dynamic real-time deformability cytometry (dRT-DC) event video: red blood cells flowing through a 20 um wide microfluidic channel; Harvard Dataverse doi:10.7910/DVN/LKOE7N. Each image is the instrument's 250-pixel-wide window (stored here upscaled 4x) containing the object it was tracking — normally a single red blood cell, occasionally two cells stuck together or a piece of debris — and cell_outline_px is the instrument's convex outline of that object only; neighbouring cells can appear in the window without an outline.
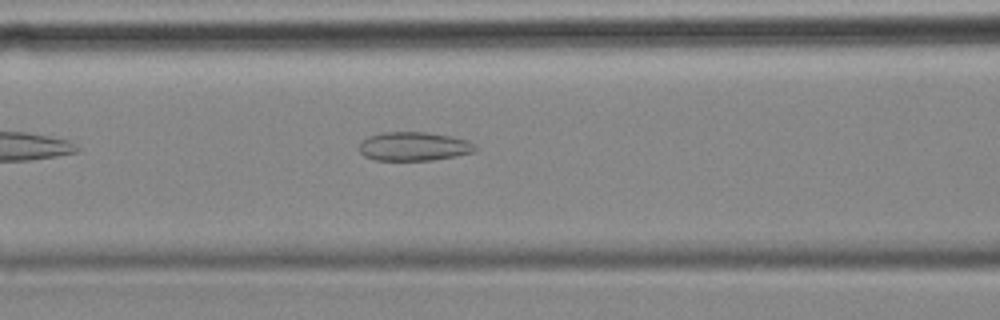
{"species": "common noctule bat (a hibernating species)", "species_latin": "Nyctalus noctula", "temperature_condition": "cold", "stored_images_in_passage": 35, "camera_frame_rate_fps": 3000, "um_per_image_px": 0.085, "animal": {"sex": "female", "body_mass_g": 18.4}, "frame": {"image": 1, "passage_image": 9, "time_ms": 2.667, "image_size_px": [1000, 320], "cell_outline_px": [[476, 152], [456, 156], [432, 160], [376, 160], [364, 156], [360, 152], [360, 144], [368, 136], [380, 132], [428, 132], [452, 136], [468, 140], [476, 144]], "centroid_in_image_um": [35.22, 12.44], "position_along_channel_um": 131.4, "area_um2": 19.65}}
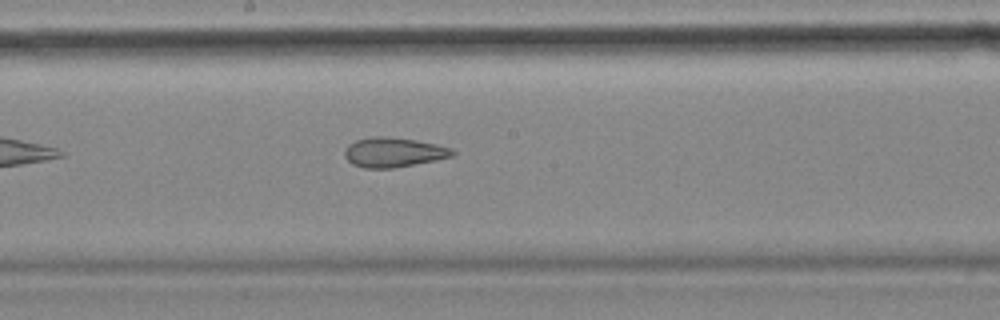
{"frame": {"image": 2, "passage_image": 16, "time_ms": 5.0, "image_size_px": [1000, 320], "cell_outline_px": [[456, 152], [452, 156], [436, 160], [392, 168], [364, 168], [352, 164], [344, 156], [344, 152], [348, 144], [356, 140], [372, 136], [384, 136], [416, 140], [436, 144], [452, 148]], "centroid_in_image_um": [33.44, 12.94], "position_along_channel_um": 214.8, "area_um2": 18.61}}
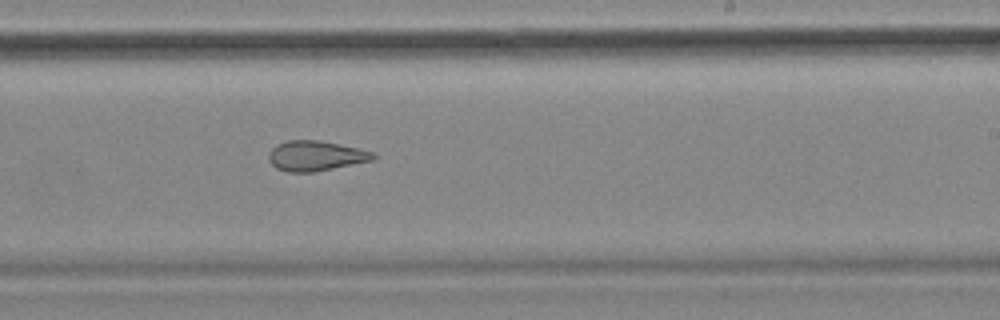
{"frame": {"image": 3, "passage_image": 20, "time_ms": 6.333, "image_size_px": [1000, 320], "cell_outline_px": [[376, 160], [316, 172], [288, 172], [276, 168], [268, 160], [268, 152], [276, 144], [288, 140], [320, 140], [356, 148], [372, 152], [376, 156]], "centroid_in_image_um": [26.82, 13.26], "position_along_channel_um": 262.2, "area_um2": 18.5}}